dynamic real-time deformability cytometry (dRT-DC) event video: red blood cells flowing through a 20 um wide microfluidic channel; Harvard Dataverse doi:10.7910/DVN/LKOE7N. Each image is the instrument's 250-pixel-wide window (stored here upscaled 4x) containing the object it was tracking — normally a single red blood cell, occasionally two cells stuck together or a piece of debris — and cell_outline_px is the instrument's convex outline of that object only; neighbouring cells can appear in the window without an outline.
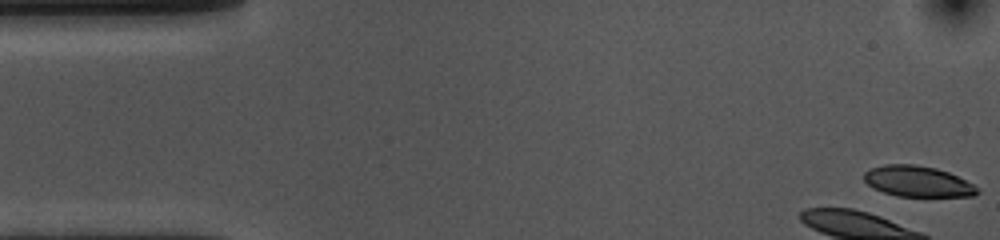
{"species": "common noctule bat (a hibernating species)", "species_latin": "Nyctalus noctula", "temperature_condition": "cold", "stored_images_in_passage": 7, "camera_frame_rate_fps": 3000, "um_per_image_px": 0.085, "animal": {"sex": "female", "body_mass_g": 10.0, "forearm_length_mm": 53.1}, "frame": {"image": 1, "passage_image": 1, "time_ms": 0.0, "image_size_px": [1000, 240], "cell_outline_px": [[980, 192], [972, 196], [896, 196], [872, 188], [864, 180], [864, 172], [872, 168], [884, 164], [916, 164], [936, 168], [948, 172], [972, 184]], "centroid_in_image_um": [77.96, 15.41], "position_along_channel_um": 7.0, "area_um2": 20.17}}